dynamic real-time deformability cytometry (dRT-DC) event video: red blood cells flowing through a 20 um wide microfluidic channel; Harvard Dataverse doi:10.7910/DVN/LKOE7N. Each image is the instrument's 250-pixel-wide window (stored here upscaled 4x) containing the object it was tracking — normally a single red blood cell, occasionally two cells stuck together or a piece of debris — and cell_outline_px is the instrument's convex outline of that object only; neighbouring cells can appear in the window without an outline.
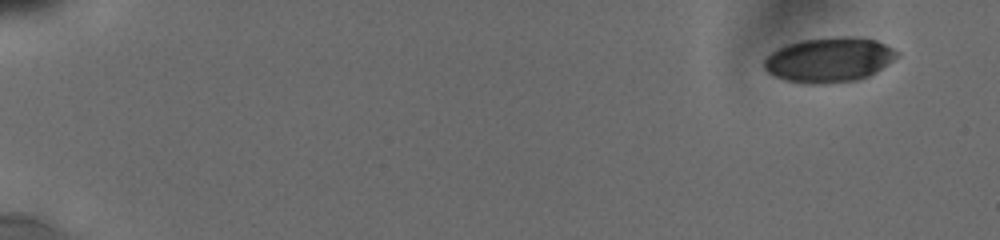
{"species": "human", "species_latin": "Homo sapiens", "temperature_condition": "cold", "stored_images_in_passage": 38, "camera_frame_rate_fps": 3000, "um_per_image_px": 0.085, "donor": {"sex": "male"}, "frame": {"image": 1, "passage_image": 1, "time_ms": 0.0, "image_size_px": [1000, 240], "cell_outline_px": [[900, 56], [876, 72], [860, 80], [824, 84], [812, 84], [784, 80], [768, 72], [764, 68], [764, 60], [772, 52], [788, 44], [804, 40], [832, 36], [856, 36], [876, 40], [900, 52]], "centroid_in_image_um": [70.53, 5.08], "position_along_channel_um": 14.5, "area_um2": 34.85}}
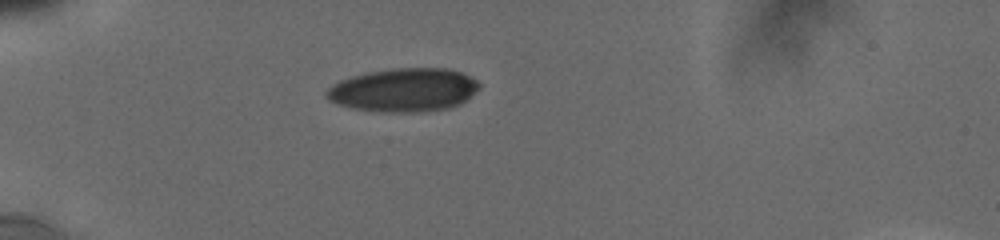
{"frame": {"image": 2, "passage_image": 32, "time_ms": 4.667, "image_size_px": [1000, 240], "cell_outline_px": [[480, 88], [460, 104], [448, 108], [420, 112], [380, 112], [352, 108], [336, 104], [328, 100], [324, 96], [324, 92], [332, 84], [340, 80], [364, 72], [392, 68], [444, 68], [460, 72], [476, 80], [480, 84]], "centroid_in_image_um": [34.26, 7.65], "position_along_channel_um": 50.7, "area_um2": 38.96}}